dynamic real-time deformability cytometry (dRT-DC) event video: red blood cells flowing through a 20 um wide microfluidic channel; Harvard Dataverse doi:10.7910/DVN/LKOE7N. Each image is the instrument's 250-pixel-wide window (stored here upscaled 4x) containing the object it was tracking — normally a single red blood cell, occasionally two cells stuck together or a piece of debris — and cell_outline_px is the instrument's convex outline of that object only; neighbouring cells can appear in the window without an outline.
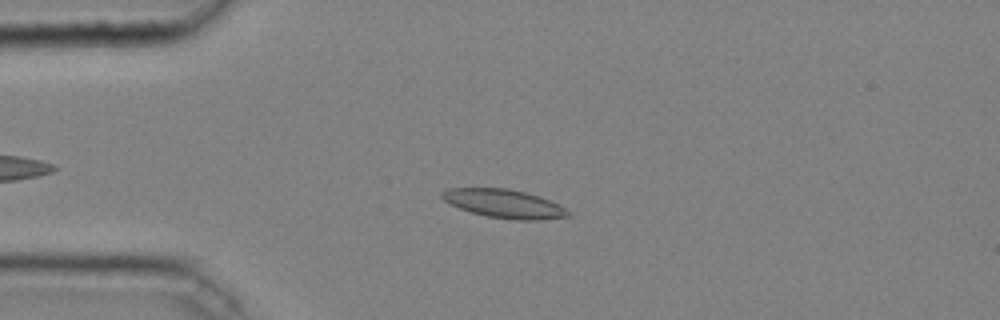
{"species": "common noctule bat (a hibernating species)", "species_latin": "Nyctalus noctula", "temperature_condition": "cold", "stored_images_in_passage": 45, "camera_frame_rate_fps": 3000, "um_per_image_px": 0.085, "animal": {"sex": "male", "body_mass_g": 20.4}, "frame": {"image": 1, "passage_image": 10, "time_ms": 3.0, "image_size_px": [1000, 320], "cell_outline_px": [[572, 216], [540, 220], [516, 220], [488, 216], [472, 212], [460, 208], [444, 200], [440, 196], [440, 192], [448, 188], [508, 188], [540, 196], [572, 212]], "centroid_in_image_um": [42.86, 17.31], "position_along_channel_um": 42.1, "area_um2": 20.87}}
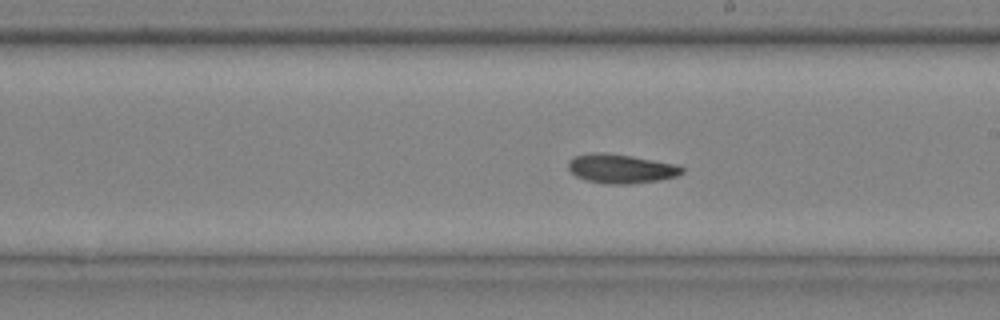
{"frame": {"image": 2, "passage_image": 26, "time_ms": 8.333, "image_size_px": [1000, 320], "cell_outline_px": [[684, 172], [676, 176], [656, 180], [632, 184], [604, 184], [588, 180], [576, 176], [568, 168], [568, 160], [572, 156], [592, 152], [604, 152], [632, 156], [676, 164], [684, 168]], "centroid_in_image_um": [52.75, 14.32], "position_along_channel_um": 236.3, "area_um2": 19.36}}
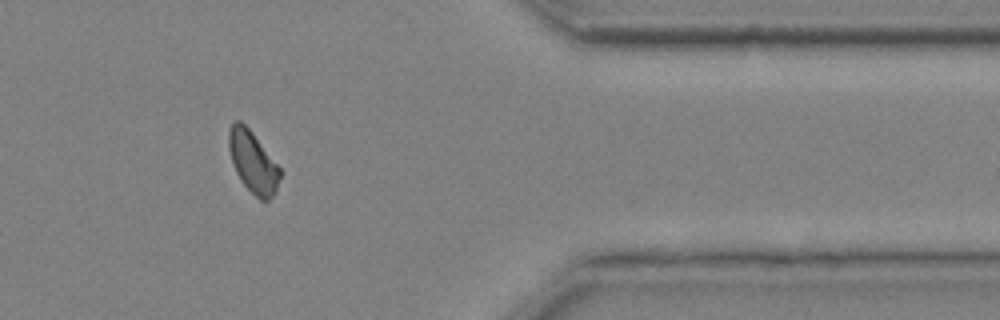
{"frame": {"image": 3, "passage_image": 39, "time_ms": 12.667, "image_size_px": [1000, 320], "cell_outline_px": [[280, 176], [276, 192], [268, 200], [260, 200], [240, 180], [232, 164], [228, 148], [228, 132], [232, 124], [236, 120], [240, 120], [252, 132], [280, 168]], "centroid_in_image_um": [21.47, 13.76], "position_along_channel_um": 389.9, "area_um2": 18.15}, "authors_computed_cell_mechanics": {"area_um2": 19.4786, "velocity_mm_per_s": 4.0355, "shape_relaxation_time_tau1_ms": null, "shape_relaxation_time_tau2_ms": 10.5172, "deformation_change_tau1": null, "deformation_change_tau2": 0.129}}